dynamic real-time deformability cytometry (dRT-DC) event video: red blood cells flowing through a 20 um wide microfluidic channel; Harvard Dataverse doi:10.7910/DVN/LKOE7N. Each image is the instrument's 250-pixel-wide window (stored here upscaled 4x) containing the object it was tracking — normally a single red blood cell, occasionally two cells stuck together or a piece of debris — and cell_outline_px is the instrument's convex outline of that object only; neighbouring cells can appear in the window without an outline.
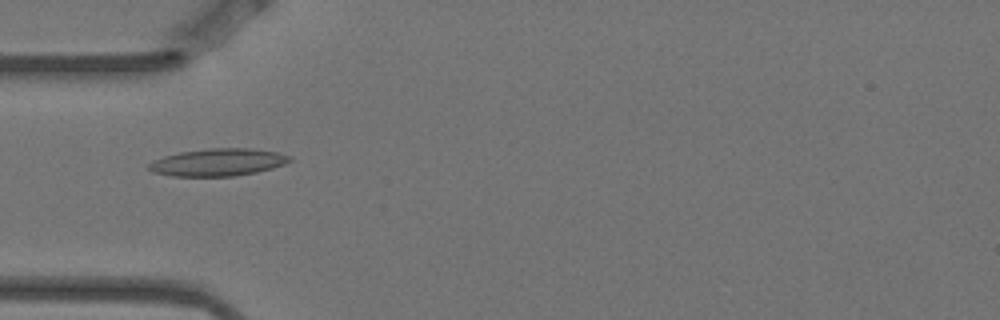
{"species": "Egyptian fruit bat (a non-hibernating species)", "species_latin": "Rousettus aegyptiacus", "temperature_condition": "warm", "stored_images_in_passage": 7, "camera_frame_rate_fps": 3000, "um_per_image_px": 0.085, "animal": {"sex": "female"}, "frame": {"image": 1, "passage_image": 2, "time_ms": 0.333, "image_size_px": [1000, 320], "cell_outline_px": [[292, 160], [284, 164], [272, 168], [256, 172], [232, 176], [172, 176], [152, 172], [148, 168], [148, 164], [152, 160], [164, 156], [180, 152], [208, 148], [248, 148], [276, 152], [292, 156]], "centroid_in_image_um": [18.5, 13.79], "position_along_channel_um": 66.5, "area_um2": 22.48}}
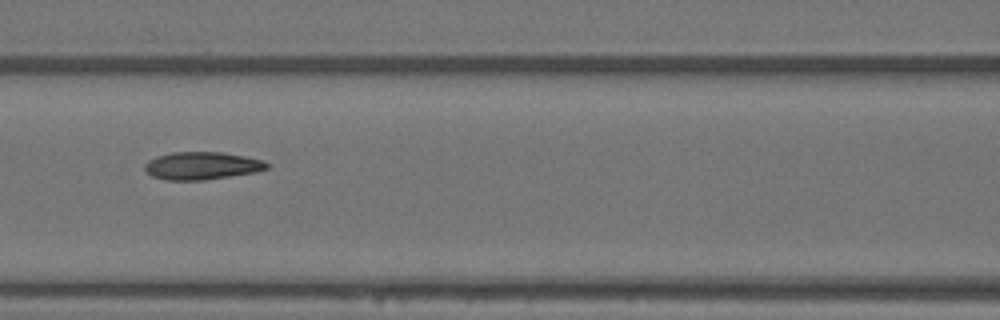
{"frame": {"image": 2, "passage_image": 4, "time_ms": 1.0, "image_size_px": [1000, 320], "cell_outline_px": [[272, 164], [268, 168], [256, 172], [204, 180], [164, 180], [152, 176], [144, 168], [144, 164], [148, 160], [156, 156], [172, 152], [224, 152], [264, 160]], "centroid_in_image_um": [17.18, 14.08], "position_along_channel_um": 149.4, "area_um2": 19.88}}
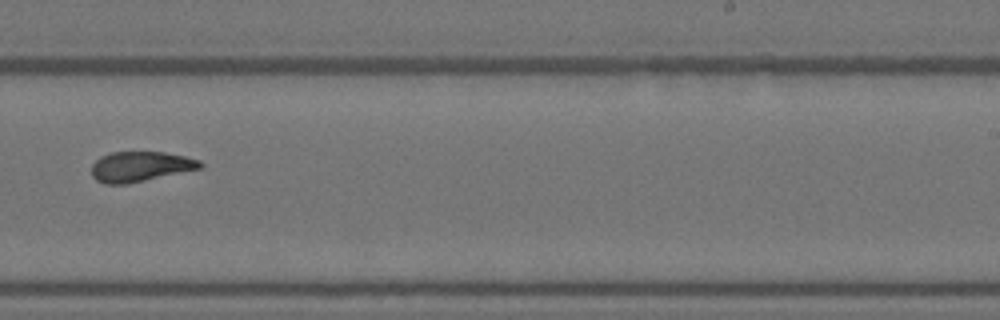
{"frame": {"image": 3, "passage_image": 7, "time_ms": 2.0, "image_size_px": [1000, 320], "cell_outline_px": [[204, 164], [200, 168], [128, 184], [104, 184], [96, 180], [92, 176], [92, 164], [100, 156], [112, 152], [164, 152], [184, 156], [200, 160]], "centroid_in_image_um": [11.9, 14.16], "position_along_channel_um": 277.1, "area_um2": 19.02}}